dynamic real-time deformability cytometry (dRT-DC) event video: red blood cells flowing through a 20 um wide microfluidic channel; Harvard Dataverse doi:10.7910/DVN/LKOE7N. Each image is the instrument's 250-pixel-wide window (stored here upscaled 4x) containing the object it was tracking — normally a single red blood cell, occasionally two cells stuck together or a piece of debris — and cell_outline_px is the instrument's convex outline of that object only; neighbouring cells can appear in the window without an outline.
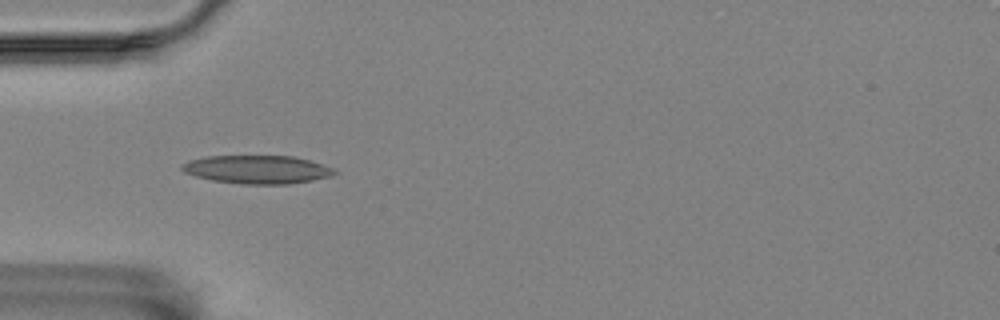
{"species": "Egyptian fruit bat (a non-hibernating species)", "species_latin": "Rousettus aegyptiacus", "temperature_condition": "room temperature", "stored_images_in_passage": 38, "camera_frame_rate_fps": 3000, "um_per_image_px": 0.085, "animal": {"sex": "female"}, "frame": {"image": 1, "passage_image": 1, "time_ms": 0.0, "image_size_px": [1000, 320], "cell_outline_px": [[340, 172], [332, 176], [312, 180], [288, 184], [240, 184], [212, 180], [196, 176], [184, 172], [180, 168], [180, 164], [188, 160], [208, 156], [292, 156], [308, 160], [336, 168]], "centroid_in_image_um": [21.88, 14.4], "position_along_channel_um": 63.1, "area_um2": 25.32}}
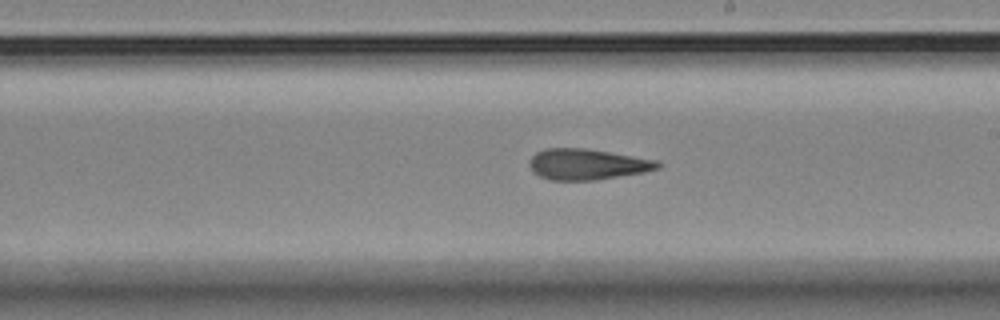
{"frame": {"image": 2, "passage_image": 16, "time_ms": 5.0, "image_size_px": [1000, 320], "cell_outline_px": [[664, 164], [660, 168], [644, 172], [596, 180], [548, 180], [532, 172], [532, 156], [536, 152], [544, 148], [584, 148], [656, 160]], "centroid_in_image_um": [49.94, 13.97], "position_along_channel_um": 239.1, "area_um2": 22.89}}
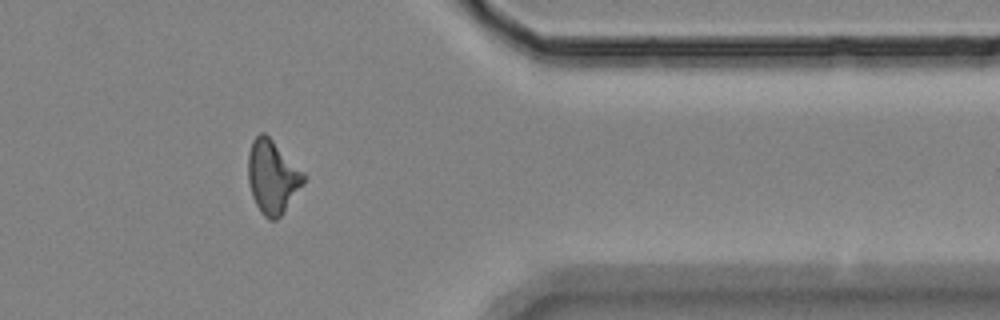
{"frame": {"image": 3, "passage_image": 30, "time_ms": 9.667, "image_size_px": [1000, 320], "cell_outline_px": [[308, 176], [304, 184], [284, 212], [276, 220], [268, 220], [260, 212], [252, 196], [248, 180], [248, 152], [252, 140], [260, 132], [264, 132]], "centroid_in_image_um": [23.16, 15.05], "position_along_channel_um": 388.2, "area_um2": 23.87}}